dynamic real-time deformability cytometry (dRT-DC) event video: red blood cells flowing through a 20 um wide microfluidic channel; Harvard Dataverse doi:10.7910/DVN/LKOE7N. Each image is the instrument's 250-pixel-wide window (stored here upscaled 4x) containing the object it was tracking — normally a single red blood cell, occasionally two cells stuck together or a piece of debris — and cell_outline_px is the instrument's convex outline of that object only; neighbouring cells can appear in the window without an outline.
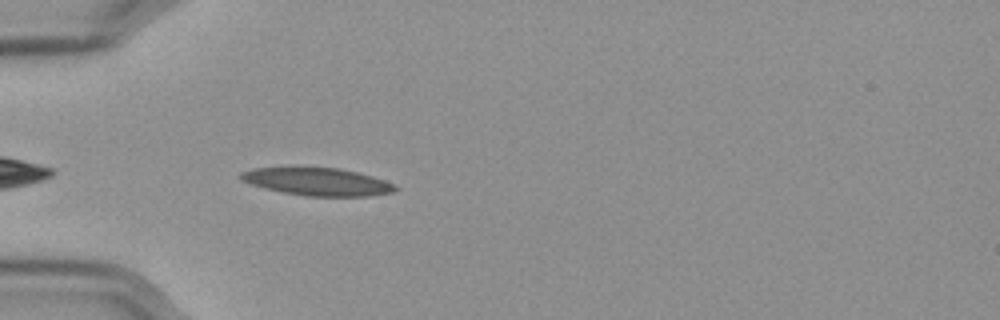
{"species": "Egyptian fruit bat (a non-hibernating species)", "species_latin": "Rousettus aegyptiacus", "temperature_condition": "cold", "stored_images_in_passage": 29, "camera_frame_rate_fps": 3000, "um_per_image_px": 0.085, "frame": {"image": 1, "passage_image": 3, "time_ms": 0.667, "image_size_px": [1000, 320], "cell_outline_px": [[400, 188], [392, 192], [368, 196], [308, 196], [284, 192], [264, 188], [240, 180], [236, 176], [240, 172], [252, 168], [292, 164], [296, 164], [340, 168], [372, 176], [396, 184]], "centroid_in_image_um": [26.88, 15.38], "position_along_channel_um": 58.1, "area_um2": 26.13}}
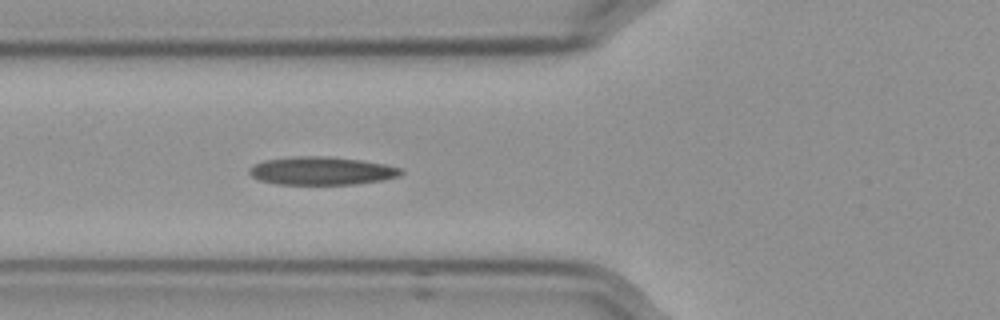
{"frame": {"image": 2, "passage_image": 7, "time_ms": 2.0, "image_size_px": [1000, 320], "cell_outline_px": [[404, 172], [400, 176], [384, 180], [356, 184], [276, 184], [260, 180], [252, 176], [248, 172], [256, 164], [264, 160], [296, 156], [324, 156], [360, 160], [384, 164], [400, 168]], "centroid_in_image_um": [27.37, 14.52], "position_along_channel_um": 98.4, "area_um2": 24.68}}
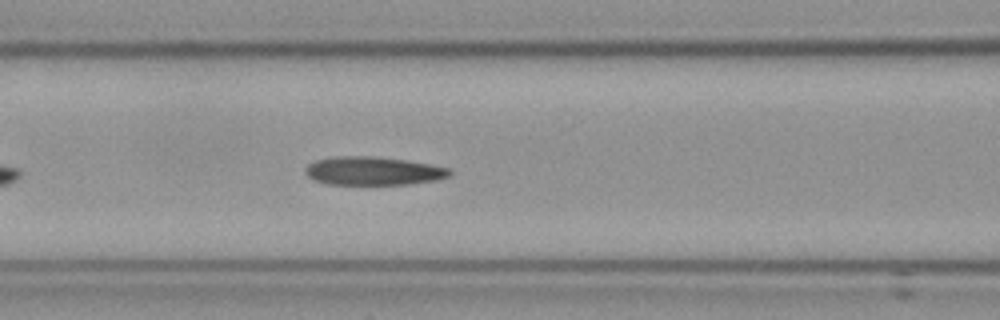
{"frame": {"image": 3, "passage_image": 10, "time_ms": 3.0, "image_size_px": [1000, 320], "cell_outline_px": [[452, 172], [448, 176], [436, 180], [408, 184], [328, 184], [312, 180], [304, 172], [304, 168], [308, 164], [316, 160], [336, 156], [368, 156], [404, 160], [428, 164], [448, 168]], "centroid_in_image_um": [31.65, 14.53], "position_along_channel_um": 134.9, "area_um2": 23.7}}